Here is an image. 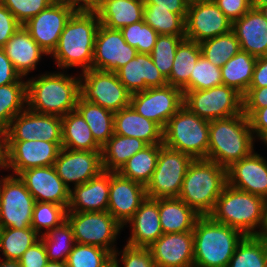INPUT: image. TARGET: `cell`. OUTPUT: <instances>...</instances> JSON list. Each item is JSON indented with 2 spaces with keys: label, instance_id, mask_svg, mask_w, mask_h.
<instances>
[{
  "label": "cell",
  "instance_id": "cell-45",
  "mask_svg": "<svg viewBox=\"0 0 267 267\" xmlns=\"http://www.w3.org/2000/svg\"><path fill=\"white\" fill-rule=\"evenodd\" d=\"M185 36L159 35L150 53L153 63L160 73L168 79L170 76L176 48Z\"/></svg>",
  "mask_w": 267,
  "mask_h": 267
},
{
  "label": "cell",
  "instance_id": "cell-63",
  "mask_svg": "<svg viewBox=\"0 0 267 267\" xmlns=\"http://www.w3.org/2000/svg\"><path fill=\"white\" fill-rule=\"evenodd\" d=\"M0 267H21L18 260H5L0 261Z\"/></svg>",
  "mask_w": 267,
  "mask_h": 267
},
{
  "label": "cell",
  "instance_id": "cell-3",
  "mask_svg": "<svg viewBox=\"0 0 267 267\" xmlns=\"http://www.w3.org/2000/svg\"><path fill=\"white\" fill-rule=\"evenodd\" d=\"M254 139L249 118L243 112L211 120L206 159L227 169L254 151Z\"/></svg>",
  "mask_w": 267,
  "mask_h": 267
},
{
  "label": "cell",
  "instance_id": "cell-41",
  "mask_svg": "<svg viewBox=\"0 0 267 267\" xmlns=\"http://www.w3.org/2000/svg\"><path fill=\"white\" fill-rule=\"evenodd\" d=\"M267 243L255 235H247L238 243L228 267H266Z\"/></svg>",
  "mask_w": 267,
  "mask_h": 267
},
{
  "label": "cell",
  "instance_id": "cell-26",
  "mask_svg": "<svg viewBox=\"0 0 267 267\" xmlns=\"http://www.w3.org/2000/svg\"><path fill=\"white\" fill-rule=\"evenodd\" d=\"M110 172L98 176L70 190L67 212H98L108 210Z\"/></svg>",
  "mask_w": 267,
  "mask_h": 267
},
{
  "label": "cell",
  "instance_id": "cell-12",
  "mask_svg": "<svg viewBox=\"0 0 267 267\" xmlns=\"http://www.w3.org/2000/svg\"><path fill=\"white\" fill-rule=\"evenodd\" d=\"M35 203L20 178L7 175L0 190V228H30Z\"/></svg>",
  "mask_w": 267,
  "mask_h": 267
},
{
  "label": "cell",
  "instance_id": "cell-33",
  "mask_svg": "<svg viewBox=\"0 0 267 267\" xmlns=\"http://www.w3.org/2000/svg\"><path fill=\"white\" fill-rule=\"evenodd\" d=\"M62 118V148L83 151H101L89 125L75 109Z\"/></svg>",
  "mask_w": 267,
  "mask_h": 267
},
{
  "label": "cell",
  "instance_id": "cell-21",
  "mask_svg": "<svg viewBox=\"0 0 267 267\" xmlns=\"http://www.w3.org/2000/svg\"><path fill=\"white\" fill-rule=\"evenodd\" d=\"M148 249L156 267H193V231L162 234Z\"/></svg>",
  "mask_w": 267,
  "mask_h": 267
},
{
  "label": "cell",
  "instance_id": "cell-59",
  "mask_svg": "<svg viewBox=\"0 0 267 267\" xmlns=\"http://www.w3.org/2000/svg\"><path fill=\"white\" fill-rule=\"evenodd\" d=\"M105 0H74V11L96 12Z\"/></svg>",
  "mask_w": 267,
  "mask_h": 267
},
{
  "label": "cell",
  "instance_id": "cell-14",
  "mask_svg": "<svg viewBox=\"0 0 267 267\" xmlns=\"http://www.w3.org/2000/svg\"><path fill=\"white\" fill-rule=\"evenodd\" d=\"M31 140L62 143V118L28 108L18 113L6 130V141Z\"/></svg>",
  "mask_w": 267,
  "mask_h": 267
},
{
  "label": "cell",
  "instance_id": "cell-23",
  "mask_svg": "<svg viewBox=\"0 0 267 267\" xmlns=\"http://www.w3.org/2000/svg\"><path fill=\"white\" fill-rule=\"evenodd\" d=\"M227 184L262 198L267 197V161L254 151L227 168Z\"/></svg>",
  "mask_w": 267,
  "mask_h": 267
},
{
  "label": "cell",
  "instance_id": "cell-64",
  "mask_svg": "<svg viewBox=\"0 0 267 267\" xmlns=\"http://www.w3.org/2000/svg\"><path fill=\"white\" fill-rule=\"evenodd\" d=\"M267 5V0H250V6L254 9H259Z\"/></svg>",
  "mask_w": 267,
  "mask_h": 267
},
{
  "label": "cell",
  "instance_id": "cell-48",
  "mask_svg": "<svg viewBox=\"0 0 267 267\" xmlns=\"http://www.w3.org/2000/svg\"><path fill=\"white\" fill-rule=\"evenodd\" d=\"M221 69L200 56L190 75V91L210 89L222 85Z\"/></svg>",
  "mask_w": 267,
  "mask_h": 267
},
{
  "label": "cell",
  "instance_id": "cell-54",
  "mask_svg": "<svg viewBox=\"0 0 267 267\" xmlns=\"http://www.w3.org/2000/svg\"><path fill=\"white\" fill-rule=\"evenodd\" d=\"M218 8L232 22L241 18L251 9L250 0H213Z\"/></svg>",
  "mask_w": 267,
  "mask_h": 267
},
{
  "label": "cell",
  "instance_id": "cell-9",
  "mask_svg": "<svg viewBox=\"0 0 267 267\" xmlns=\"http://www.w3.org/2000/svg\"><path fill=\"white\" fill-rule=\"evenodd\" d=\"M66 219L75 243L98 246L114 254V242L123 226L108 211L67 212Z\"/></svg>",
  "mask_w": 267,
  "mask_h": 267
},
{
  "label": "cell",
  "instance_id": "cell-56",
  "mask_svg": "<svg viewBox=\"0 0 267 267\" xmlns=\"http://www.w3.org/2000/svg\"><path fill=\"white\" fill-rule=\"evenodd\" d=\"M243 109H260L267 107V87L249 88L242 96Z\"/></svg>",
  "mask_w": 267,
  "mask_h": 267
},
{
  "label": "cell",
  "instance_id": "cell-43",
  "mask_svg": "<svg viewBox=\"0 0 267 267\" xmlns=\"http://www.w3.org/2000/svg\"><path fill=\"white\" fill-rule=\"evenodd\" d=\"M199 45L201 55L218 67H222L241 50L238 38L232 30L215 38L207 39Z\"/></svg>",
  "mask_w": 267,
  "mask_h": 267
},
{
  "label": "cell",
  "instance_id": "cell-39",
  "mask_svg": "<svg viewBox=\"0 0 267 267\" xmlns=\"http://www.w3.org/2000/svg\"><path fill=\"white\" fill-rule=\"evenodd\" d=\"M186 17L170 12L169 9L156 8V4H144V22L159 35L185 36Z\"/></svg>",
  "mask_w": 267,
  "mask_h": 267
},
{
  "label": "cell",
  "instance_id": "cell-13",
  "mask_svg": "<svg viewBox=\"0 0 267 267\" xmlns=\"http://www.w3.org/2000/svg\"><path fill=\"white\" fill-rule=\"evenodd\" d=\"M183 100L182 90L167 84L131 94L130 106L164 129L169 119L183 106Z\"/></svg>",
  "mask_w": 267,
  "mask_h": 267
},
{
  "label": "cell",
  "instance_id": "cell-11",
  "mask_svg": "<svg viewBox=\"0 0 267 267\" xmlns=\"http://www.w3.org/2000/svg\"><path fill=\"white\" fill-rule=\"evenodd\" d=\"M80 96L112 112L130 106L131 93L120 82L117 73L97 69L80 74Z\"/></svg>",
  "mask_w": 267,
  "mask_h": 267
},
{
  "label": "cell",
  "instance_id": "cell-46",
  "mask_svg": "<svg viewBox=\"0 0 267 267\" xmlns=\"http://www.w3.org/2000/svg\"><path fill=\"white\" fill-rule=\"evenodd\" d=\"M67 209L51 202H36L32 214L31 227L41 236L42 229L46 231L59 226L66 220Z\"/></svg>",
  "mask_w": 267,
  "mask_h": 267
},
{
  "label": "cell",
  "instance_id": "cell-2",
  "mask_svg": "<svg viewBox=\"0 0 267 267\" xmlns=\"http://www.w3.org/2000/svg\"><path fill=\"white\" fill-rule=\"evenodd\" d=\"M80 96V77L64 72L45 73L27 80V105L34 112L65 116L76 109Z\"/></svg>",
  "mask_w": 267,
  "mask_h": 267
},
{
  "label": "cell",
  "instance_id": "cell-16",
  "mask_svg": "<svg viewBox=\"0 0 267 267\" xmlns=\"http://www.w3.org/2000/svg\"><path fill=\"white\" fill-rule=\"evenodd\" d=\"M62 143L43 140L6 141V165L15 176L37 167L53 166Z\"/></svg>",
  "mask_w": 267,
  "mask_h": 267
},
{
  "label": "cell",
  "instance_id": "cell-15",
  "mask_svg": "<svg viewBox=\"0 0 267 267\" xmlns=\"http://www.w3.org/2000/svg\"><path fill=\"white\" fill-rule=\"evenodd\" d=\"M232 30V21L213 0H200L188 5L185 38L201 43Z\"/></svg>",
  "mask_w": 267,
  "mask_h": 267
},
{
  "label": "cell",
  "instance_id": "cell-49",
  "mask_svg": "<svg viewBox=\"0 0 267 267\" xmlns=\"http://www.w3.org/2000/svg\"><path fill=\"white\" fill-rule=\"evenodd\" d=\"M0 2L11 11L21 25L50 6L47 0H0Z\"/></svg>",
  "mask_w": 267,
  "mask_h": 267
},
{
  "label": "cell",
  "instance_id": "cell-6",
  "mask_svg": "<svg viewBox=\"0 0 267 267\" xmlns=\"http://www.w3.org/2000/svg\"><path fill=\"white\" fill-rule=\"evenodd\" d=\"M264 198L235 189L228 184L209 215L215 222L240 230L245 236L256 235L263 220Z\"/></svg>",
  "mask_w": 267,
  "mask_h": 267
},
{
  "label": "cell",
  "instance_id": "cell-31",
  "mask_svg": "<svg viewBox=\"0 0 267 267\" xmlns=\"http://www.w3.org/2000/svg\"><path fill=\"white\" fill-rule=\"evenodd\" d=\"M96 12L100 24L120 30L143 20L144 4L133 0H105Z\"/></svg>",
  "mask_w": 267,
  "mask_h": 267
},
{
  "label": "cell",
  "instance_id": "cell-8",
  "mask_svg": "<svg viewBox=\"0 0 267 267\" xmlns=\"http://www.w3.org/2000/svg\"><path fill=\"white\" fill-rule=\"evenodd\" d=\"M194 159L160 144L157 165L145 186L147 198H177L187 169Z\"/></svg>",
  "mask_w": 267,
  "mask_h": 267
},
{
  "label": "cell",
  "instance_id": "cell-52",
  "mask_svg": "<svg viewBox=\"0 0 267 267\" xmlns=\"http://www.w3.org/2000/svg\"><path fill=\"white\" fill-rule=\"evenodd\" d=\"M21 24L14 15L0 2V48H3Z\"/></svg>",
  "mask_w": 267,
  "mask_h": 267
},
{
  "label": "cell",
  "instance_id": "cell-35",
  "mask_svg": "<svg viewBox=\"0 0 267 267\" xmlns=\"http://www.w3.org/2000/svg\"><path fill=\"white\" fill-rule=\"evenodd\" d=\"M76 110L89 125L95 141L102 147L114 134V112L79 96Z\"/></svg>",
  "mask_w": 267,
  "mask_h": 267
},
{
  "label": "cell",
  "instance_id": "cell-60",
  "mask_svg": "<svg viewBox=\"0 0 267 267\" xmlns=\"http://www.w3.org/2000/svg\"><path fill=\"white\" fill-rule=\"evenodd\" d=\"M259 232L255 236L267 243V197L264 198L263 220Z\"/></svg>",
  "mask_w": 267,
  "mask_h": 267
},
{
  "label": "cell",
  "instance_id": "cell-27",
  "mask_svg": "<svg viewBox=\"0 0 267 267\" xmlns=\"http://www.w3.org/2000/svg\"><path fill=\"white\" fill-rule=\"evenodd\" d=\"M131 236L127 245L149 248L162 234L159 217V199L146 198L127 222Z\"/></svg>",
  "mask_w": 267,
  "mask_h": 267
},
{
  "label": "cell",
  "instance_id": "cell-36",
  "mask_svg": "<svg viewBox=\"0 0 267 267\" xmlns=\"http://www.w3.org/2000/svg\"><path fill=\"white\" fill-rule=\"evenodd\" d=\"M257 58L240 50L221 69L223 84L234 88L242 96L249 89Z\"/></svg>",
  "mask_w": 267,
  "mask_h": 267
},
{
  "label": "cell",
  "instance_id": "cell-1",
  "mask_svg": "<svg viewBox=\"0 0 267 267\" xmlns=\"http://www.w3.org/2000/svg\"><path fill=\"white\" fill-rule=\"evenodd\" d=\"M100 22L97 12L76 11L67 21L53 55L61 69H92L95 38Z\"/></svg>",
  "mask_w": 267,
  "mask_h": 267
},
{
  "label": "cell",
  "instance_id": "cell-34",
  "mask_svg": "<svg viewBox=\"0 0 267 267\" xmlns=\"http://www.w3.org/2000/svg\"><path fill=\"white\" fill-rule=\"evenodd\" d=\"M146 146L147 144L138 138L113 134L102 146L103 171L118 172L128 159Z\"/></svg>",
  "mask_w": 267,
  "mask_h": 267
},
{
  "label": "cell",
  "instance_id": "cell-51",
  "mask_svg": "<svg viewBox=\"0 0 267 267\" xmlns=\"http://www.w3.org/2000/svg\"><path fill=\"white\" fill-rule=\"evenodd\" d=\"M18 261L21 267H45L48 258L42 240L29 247Z\"/></svg>",
  "mask_w": 267,
  "mask_h": 267
},
{
  "label": "cell",
  "instance_id": "cell-17",
  "mask_svg": "<svg viewBox=\"0 0 267 267\" xmlns=\"http://www.w3.org/2000/svg\"><path fill=\"white\" fill-rule=\"evenodd\" d=\"M138 54L120 30L99 25L94 45L92 69L117 72Z\"/></svg>",
  "mask_w": 267,
  "mask_h": 267
},
{
  "label": "cell",
  "instance_id": "cell-53",
  "mask_svg": "<svg viewBox=\"0 0 267 267\" xmlns=\"http://www.w3.org/2000/svg\"><path fill=\"white\" fill-rule=\"evenodd\" d=\"M243 113L249 118L251 130L255 137L263 142L267 139V107L260 109H243Z\"/></svg>",
  "mask_w": 267,
  "mask_h": 267
},
{
  "label": "cell",
  "instance_id": "cell-65",
  "mask_svg": "<svg viewBox=\"0 0 267 267\" xmlns=\"http://www.w3.org/2000/svg\"><path fill=\"white\" fill-rule=\"evenodd\" d=\"M45 267H67L66 262L48 261Z\"/></svg>",
  "mask_w": 267,
  "mask_h": 267
},
{
  "label": "cell",
  "instance_id": "cell-69",
  "mask_svg": "<svg viewBox=\"0 0 267 267\" xmlns=\"http://www.w3.org/2000/svg\"><path fill=\"white\" fill-rule=\"evenodd\" d=\"M145 4V0H133Z\"/></svg>",
  "mask_w": 267,
  "mask_h": 267
},
{
  "label": "cell",
  "instance_id": "cell-67",
  "mask_svg": "<svg viewBox=\"0 0 267 267\" xmlns=\"http://www.w3.org/2000/svg\"><path fill=\"white\" fill-rule=\"evenodd\" d=\"M259 10L261 11V13L263 14V16L267 19V5L259 8Z\"/></svg>",
  "mask_w": 267,
  "mask_h": 267
},
{
  "label": "cell",
  "instance_id": "cell-4",
  "mask_svg": "<svg viewBox=\"0 0 267 267\" xmlns=\"http://www.w3.org/2000/svg\"><path fill=\"white\" fill-rule=\"evenodd\" d=\"M227 185V169L208 159H194L178 198L200 216H209Z\"/></svg>",
  "mask_w": 267,
  "mask_h": 267
},
{
  "label": "cell",
  "instance_id": "cell-28",
  "mask_svg": "<svg viewBox=\"0 0 267 267\" xmlns=\"http://www.w3.org/2000/svg\"><path fill=\"white\" fill-rule=\"evenodd\" d=\"M3 49L22 78L35 70L41 56L48 55L23 25L12 35Z\"/></svg>",
  "mask_w": 267,
  "mask_h": 267
},
{
  "label": "cell",
  "instance_id": "cell-42",
  "mask_svg": "<svg viewBox=\"0 0 267 267\" xmlns=\"http://www.w3.org/2000/svg\"><path fill=\"white\" fill-rule=\"evenodd\" d=\"M27 83L0 86V128L7 130L11 120L27 107Z\"/></svg>",
  "mask_w": 267,
  "mask_h": 267
},
{
  "label": "cell",
  "instance_id": "cell-20",
  "mask_svg": "<svg viewBox=\"0 0 267 267\" xmlns=\"http://www.w3.org/2000/svg\"><path fill=\"white\" fill-rule=\"evenodd\" d=\"M17 176L36 202H51L68 209L70 190L57 175L54 166L31 168Z\"/></svg>",
  "mask_w": 267,
  "mask_h": 267
},
{
  "label": "cell",
  "instance_id": "cell-38",
  "mask_svg": "<svg viewBox=\"0 0 267 267\" xmlns=\"http://www.w3.org/2000/svg\"><path fill=\"white\" fill-rule=\"evenodd\" d=\"M48 261L66 262L75 244L73 230L67 219L40 236Z\"/></svg>",
  "mask_w": 267,
  "mask_h": 267
},
{
  "label": "cell",
  "instance_id": "cell-10",
  "mask_svg": "<svg viewBox=\"0 0 267 267\" xmlns=\"http://www.w3.org/2000/svg\"><path fill=\"white\" fill-rule=\"evenodd\" d=\"M183 105L208 121L223 119L243 112L242 95L224 84L205 90L187 91Z\"/></svg>",
  "mask_w": 267,
  "mask_h": 267
},
{
  "label": "cell",
  "instance_id": "cell-66",
  "mask_svg": "<svg viewBox=\"0 0 267 267\" xmlns=\"http://www.w3.org/2000/svg\"><path fill=\"white\" fill-rule=\"evenodd\" d=\"M0 168H2V169H7L6 162H0ZM6 177H7V176L2 177L1 180H0V190H1L2 183H3V181H4V179H5Z\"/></svg>",
  "mask_w": 267,
  "mask_h": 267
},
{
  "label": "cell",
  "instance_id": "cell-61",
  "mask_svg": "<svg viewBox=\"0 0 267 267\" xmlns=\"http://www.w3.org/2000/svg\"><path fill=\"white\" fill-rule=\"evenodd\" d=\"M0 162H6V131L0 128Z\"/></svg>",
  "mask_w": 267,
  "mask_h": 267
},
{
  "label": "cell",
  "instance_id": "cell-55",
  "mask_svg": "<svg viewBox=\"0 0 267 267\" xmlns=\"http://www.w3.org/2000/svg\"><path fill=\"white\" fill-rule=\"evenodd\" d=\"M16 72L12 62L7 57L3 48H0V86L11 83H27Z\"/></svg>",
  "mask_w": 267,
  "mask_h": 267
},
{
  "label": "cell",
  "instance_id": "cell-19",
  "mask_svg": "<svg viewBox=\"0 0 267 267\" xmlns=\"http://www.w3.org/2000/svg\"><path fill=\"white\" fill-rule=\"evenodd\" d=\"M147 198L145 186L110 172L108 212L124 227Z\"/></svg>",
  "mask_w": 267,
  "mask_h": 267
},
{
  "label": "cell",
  "instance_id": "cell-5",
  "mask_svg": "<svg viewBox=\"0 0 267 267\" xmlns=\"http://www.w3.org/2000/svg\"><path fill=\"white\" fill-rule=\"evenodd\" d=\"M244 234L233 227L200 216L194 225L193 267H228Z\"/></svg>",
  "mask_w": 267,
  "mask_h": 267
},
{
  "label": "cell",
  "instance_id": "cell-7",
  "mask_svg": "<svg viewBox=\"0 0 267 267\" xmlns=\"http://www.w3.org/2000/svg\"><path fill=\"white\" fill-rule=\"evenodd\" d=\"M210 121L198 117L184 105L163 129V145L191 156L206 159Z\"/></svg>",
  "mask_w": 267,
  "mask_h": 267
},
{
  "label": "cell",
  "instance_id": "cell-44",
  "mask_svg": "<svg viewBox=\"0 0 267 267\" xmlns=\"http://www.w3.org/2000/svg\"><path fill=\"white\" fill-rule=\"evenodd\" d=\"M112 254L101 247L75 243L66 261L67 267H109Z\"/></svg>",
  "mask_w": 267,
  "mask_h": 267
},
{
  "label": "cell",
  "instance_id": "cell-25",
  "mask_svg": "<svg viewBox=\"0 0 267 267\" xmlns=\"http://www.w3.org/2000/svg\"><path fill=\"white\" fill-rule=\"evenodd\" d=\"M116 73L131 94L168 84L167 79L153 63L150 54L138 53Z\"/></svg>",
  "mask_w": 267,
  "mask_h": 267
},
{
  "label": "cell",
  "instance_id": "cell-57",
  "mask_svg": "<svg viewBox=\"0 0 267 267\" xmlns=\"http://www.w3.org/2000/svg\"><path fill=\"white\" fill-rule=\"evenodd\" d=\"M267 87V56L258 57L249 88Z\"/></svg>",
  "mask_w": 267,
  "mask_h": 267
},
{
  "label": "cell",
  "instance_id": "cell-40",
  "mask_svg": "<svg viewBox=\"0 0 267 267\" xmlns=\"http://www.w3.org/2000/svg\"><path fill=\"white\" fill-rule=\"evenodd\" d=\"M40 239L32 228H0V251L5 260H19L24 252Z\"/></svg>",
  "mask_w": 267,
  "mask_h": 267
},
{
  "label": "cell",
  "instance_id": "cell-50",
  "mask_svg": "<svg viewBox=\"0 0 267 267\" xmlns=\"http://www.w3.org/2000/svg\"><path fill=\"white\" fill-rule=\"evenodd\" d=\"M117 252L118 250L112 255V263L115 267H119L117 256L121 254ZM121 252L120 260L124 267H156L151 251L148 248L133 247L126 244Z\"/></svg>",
  "mask_w": 267,
  "mask_h": 267
},
{
  "label": "cell",
  "instance_id": "cell-68",
  "mask_svg": "<svg viewBox=\"0 0 267 267\" xmlns=\"http://www.w3.org/2000/svg\"><path fill=\"white\" fill-rule=\"evenodd\" d=\"M188 5L194 4L196 2H199L200 0H184Z\"/></svg>",
  "mask_w": 267,
  "mask_h": 267
},
{
  "label": "cell",
  "instance_id": "cell-22",
  "mask_svg": "<svg viewBox=\"0 0 267 267\" xmlns=\"http://www.w3.org/2000/svg\"><path fill=\"white\" fill-rule=\"evenodd\" d=\"M74 12L68 7L49 6L23 26L36 43L50 55L56 48L60 35Z\"/></svg>",
  "mask_w": 267,
  "mask_h": 267
},
{
  "label": "cell",
  "instance_id": "cell-62",
  "mask_svg": "<svg viewBox=\"0 0 267 267\" xmlns=\"http://www.w3.org/2000/svg\"><path fill=\"white\" fill-rule=\"evenodd\" d=\"M50 6L68 7L74 10V0H47Z\"/></svg>",
  "mask_w": 267,
  "mask_h": 267
},
{
  "label": "cell",
  "instance_id": "cell-18",
  "mask_svg": "<svg viewBox=\"0 0 267 267\" xmlns=\"http://www.w3.org/2000/svg\"><path fill=\"white\" fill-rule=\"evenodd\" d=\"M53 166L65 186L71 190L70 182L76 187L103 171L101 151L61 148Z\"/></svg>",
  "mask_w": 267,
  "mask_h": 267
},
{
  "label": "cell",
  "instance_id": "cell-58",
  "mask_svg": "<svg viewBox=\"0 0 267 267\" xmlns=\"http://www.w3.org/2000/svg\"><path fill=\"white\" fill-rule=\"evenodd\" d=\"M145 4H156V8L169 9L178 15H187L188 4L184 0H145Z\"/></svg>",
  "mask_w": 267,
  "mask_h": 267
},
{
  "label": "cell",
  "instance_id": "cell-32",
  "mask_svg": "<svg viewBox=\"0 0 267 267\" xmlns=\"http://www.w3.org/2000/svg\"><path fill=\"white\" fill-rule=\"evenodd\" d=\"M200 56L201 48L199 43L184 38L176 48L172 70L167 83L180 88L183 95L190 91V75L193 73V67Z\"/></svg>",
  "mask_w": 267,
  "mask_h": 267
},
{
  "label": "cell",
  "instance_id": "cell-37",
  "mask_svg": "<svg viewBox=\"0 0 267 267\" xmlns=\"http://www.w3.org/2000/svg\"><path fill=\"white\" fill-rule=\"evenodd\" d=\"M159 150L160 144L147 145L128 159L118 173L146 186L156 168Z\"/></svg>",
  "mask_w": 267,
  "mask_h": 267
},
{
  "label": "cell",
  "instance_id": "cell-30",
  "mask_svg": "<svg viewBox=\"0 0 267 267\" xmlns=\"http://www.w3.org/2000/svg\"><path fill=\"white\" fill-rule=\"evenodd\" d=\"M159 217L163 234L193 231L200 217L180 198H160Z\"/></svg>",
  "mask_w": 267,
  "mask_h": 267
},
{
  "label": "cell",
  "instance_id": "cell-29",
  "mask_svg": "<svg viewBox=\"0 0 267 267\" xmlns=\"http://www.w3.org/2000/svg\"><path fill=\"white\" fill-rule=\"evenodd\" d=\"M114 134L135 137L147 145L163 144V129L137 113L131 106L114 113Z\"/></svg>",
  "mask_w": 267,
  "mask_h": 267
},
{
  "label": "cell",
  "instance_id": "cell-47",
  "mask_svg": "<svg viewBox=\"0 0 267 267\" xmlns=\"http://www.w3.org/2000/svg\"><path fill=\"white\" fill-rule=\"evenodd\" d=\"M124 40L136 48L138 53L150 54L159 34L142 21L130 24L120 29Z\"/></svg>",
  "mask_w": 267,
  "mask_h": 267
},
{
  "label": "cell",
  "instance_id": "cell-24",
  "mask_svg": "<svg viewBox=\"0 0 267 267\" xmlns=\"http://www.w3.org/2000/svg\"><path fill=\"white\" fill-rule=\"evenodd\" d=\"M232 31L242 51L252 56H267V19L259 9L251 8L241 18L232 22Z\"/></svg>",
  "mask_w": 267,
  "mask_h": 267
}]
</instances>
